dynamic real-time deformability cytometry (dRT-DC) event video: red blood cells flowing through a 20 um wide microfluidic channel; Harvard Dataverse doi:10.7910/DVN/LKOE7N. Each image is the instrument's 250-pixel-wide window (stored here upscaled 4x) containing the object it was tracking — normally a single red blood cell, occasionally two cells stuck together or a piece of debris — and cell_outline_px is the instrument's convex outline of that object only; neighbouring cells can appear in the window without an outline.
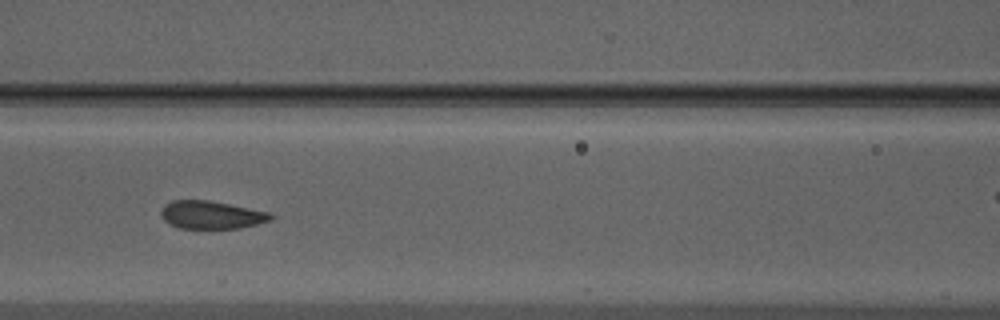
{"species": "Egyptian fruit bat (a non-hibernating species)", "species_latin": "Rousettus aegyptiacus", "temperature_condition": "warm", "stored_images_in_passage": 23, "camera_frame_rate_fps": 3000, "um_per_image_px": 0.085, "animal": {"sex": "male"}, "frame": {"image": 1, "passage_image": 23, "time_ms": 7.333, "image_size_px": [1000, 320], "cell_outline_px": [[272, 220], [240, 228], [180, 228], [168, 224], [164, 220], [160, 212], [164, 204], [172, 200], [208, 200], [268, 212], [272, 216]], "centroid_in_image_um": [17.91, 18.26], "position_along_channel_um": 148.7, "area_um2": 17.69}}